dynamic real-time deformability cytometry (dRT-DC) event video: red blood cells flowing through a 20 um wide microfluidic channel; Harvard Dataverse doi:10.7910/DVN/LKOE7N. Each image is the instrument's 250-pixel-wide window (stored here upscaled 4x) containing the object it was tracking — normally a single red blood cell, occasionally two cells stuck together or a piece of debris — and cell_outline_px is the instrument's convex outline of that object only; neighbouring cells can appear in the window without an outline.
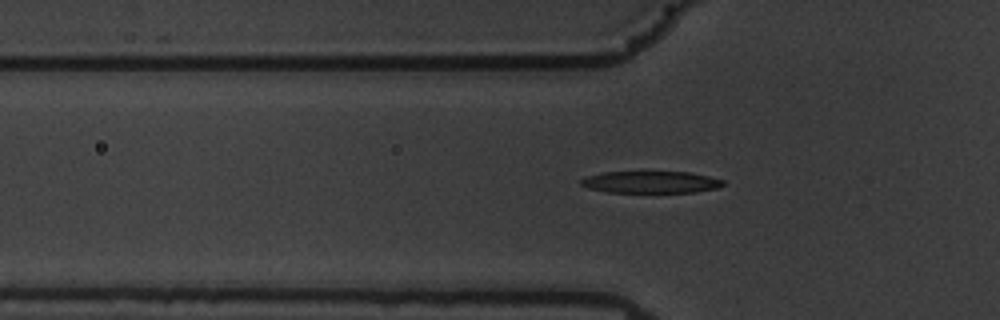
{"species": "common noctule bat (a hibernating species)", "species_latin": "Nyctalus noctula", "temperature_condition": "warm", "stored_images_in_passage": 54, "camera_frame_rate_fps": 3000, "um_per_image_px": 0.085, "animal": {"sex": "male", "body_mass_g": 19.5, "forearm_length_mm": 54.6}, "frame": {"image": 1, "passage_image": 20, "time_ms": 6.333, "image_size_px": [1000, 320], "cell_outline_px": [[724, 184], [716, 188], [696, 192], [608, 192], [588, 188], [580, 184], [580, 180], [588, 176], [600, 172], [692, 172], [724, 180]], "centroid_in_image_um": [55.31, 15.47], "position_along_channel_um": 70.5, "area_um2": 18.09}}
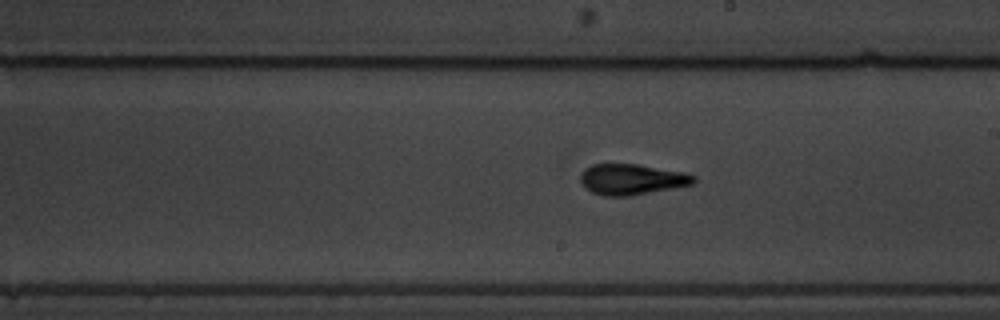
{"frame": {"image": 2, "passage_image": 34, "time_ms": 11.0, "image_size_px": [1000, 320], "cell_outline_px": [[696, 180], [692, 184], [628, 196], [604, 196], [592, 192], [584, 188], [580, 180], [580, 172], [584, 168], [592, 164], [640, 164], [684, 172], [696, 176]], "centroid_in_image_um": [53.65, 15.23], "position_along_channel_um": 235.3, "area_um2": 20.35}}
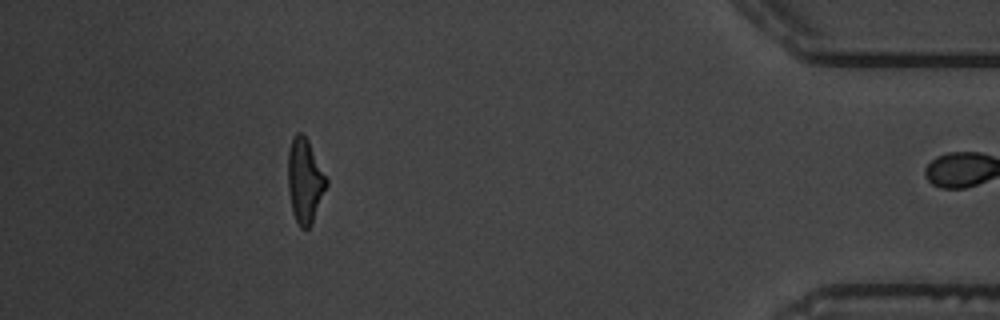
{"frame": {"image": 3, "passage_image": 53, "time_ms": 17.333, "image_size_px": [1000, 320], "cell_outline_px": [[328, 184], [312, 224], [308, 228], [300, 228], [292, 212], [288, 188], [288, 148], [292, 136], [296, 132], [304, 132], [328, 180]], "centroid_in_image_um": [25.9, 15.33], "position_along_channel_um": 409.3, "area_um2": 19.13}}